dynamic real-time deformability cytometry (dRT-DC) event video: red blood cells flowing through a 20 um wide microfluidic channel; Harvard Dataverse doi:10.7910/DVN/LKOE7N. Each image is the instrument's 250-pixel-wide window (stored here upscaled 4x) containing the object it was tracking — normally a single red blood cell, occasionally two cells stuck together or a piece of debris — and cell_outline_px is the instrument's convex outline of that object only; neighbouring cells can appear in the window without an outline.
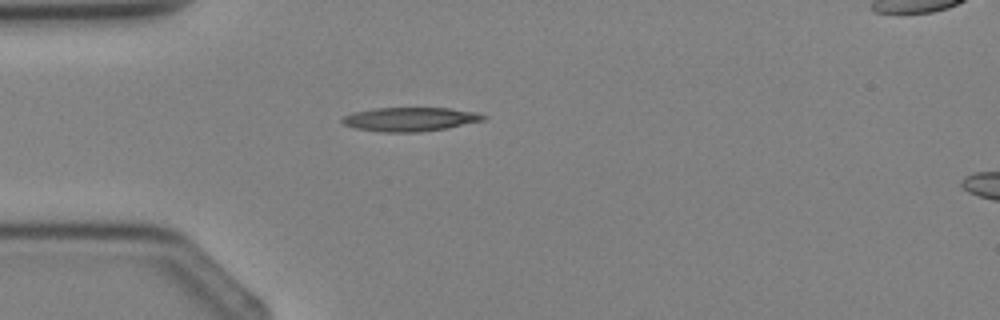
{"species": "Egyptian fruit bat (a non-hibernating species)", "species_latin": "Rousettus aegyptiacus", "temperature_condition": "cold", "stored_images_in_passage": 3, "camera_frame_rate_fps": 3000, "um_per_image_px": 0.085, "animal": {"sex": "female"}, "frame": {"image": 1, "passage_image": 2, "time_ms": 2.0, "image_size_px": [1000, 320], "cell_outline_px": [[488, 116], [484, 120], [448, 128], [420, 132], [380, 132], [356, 128], [344, 124], [340, 120], [344, 116], [352, 112], [376, 108], [448, 108], [476, 112]], "centroid_in_image_um": [34.86, 10.14], "position_along_channel_um": 50.1, "area_um2": 19.71}}